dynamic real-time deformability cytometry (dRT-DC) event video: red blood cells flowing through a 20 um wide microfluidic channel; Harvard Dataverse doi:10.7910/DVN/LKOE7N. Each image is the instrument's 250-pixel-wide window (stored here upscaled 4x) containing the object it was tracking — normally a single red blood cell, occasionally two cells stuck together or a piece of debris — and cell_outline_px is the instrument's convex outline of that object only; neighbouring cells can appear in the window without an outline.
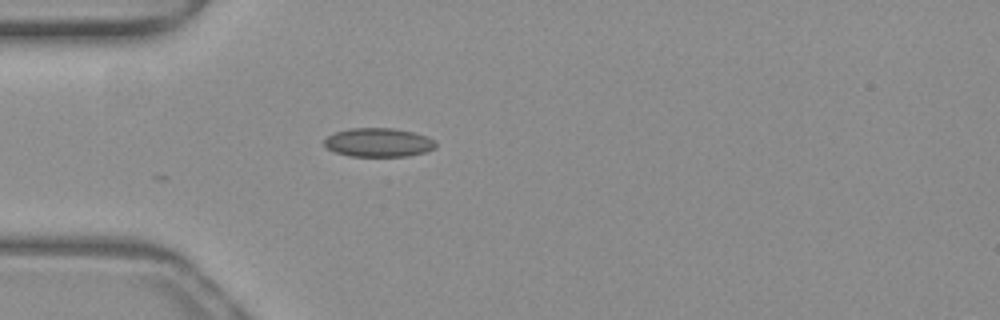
{"species": "common noctule bat (a hibernating species)", "species_latin": "Nyctalus noctula", "temperature_condition": "warm", "stored_images_in_passage": 5, "camera_frame_rate_fps": 3000, "um_per_image_px": 0.085, "animal": {"sex": "female", "body_mass_g": 19.3, "forearm_length_mm": 54.1}, "frame": {"image": 1, "passage_image": 1, "time_ms": 0.0, "image_size_px": [1000, 320], "cell_outline_px": [[436, 148], [424, 152], [408, 156], [348, 156], [336, 152], [328, 148], [324, 144], [324, 140], [328, 136], [336, 132], [352, 128], [392, 128], [412, 132], [428, 136], [436, 140]], "centroid_in_image_um": [32.21, 12.11], "position_along_channel_um": 52.8, "area_um2": 18.67}}
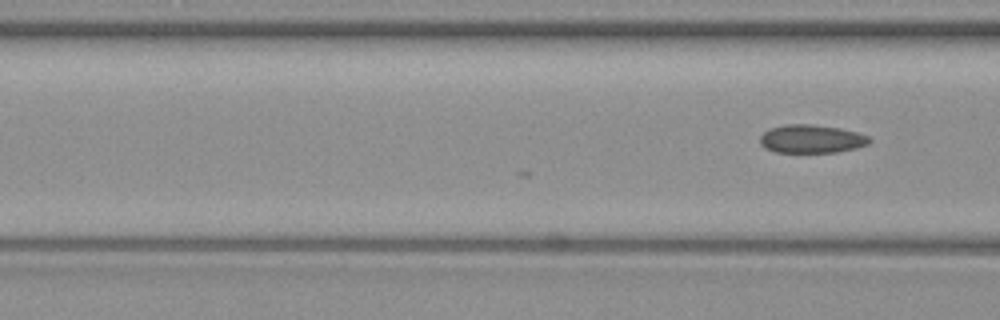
{"frame": {"image": 2, "passage_image": 5, "time_ms": 1.333, "image_size_px": [1000, 320], "cell_outline_px": [[872, 140], [868, 144], [856, 148], [836, 152], [776, 152], [764, 148], [760, 144], [760, 136], [768, 128], [784, 124], [812, 124], [840, 128], [856, 132], [868, 136]], "centroid_in_image_um": [68.95, 11.8], "position_along_channel_um": 97.7, "area_um2": 18.15}}